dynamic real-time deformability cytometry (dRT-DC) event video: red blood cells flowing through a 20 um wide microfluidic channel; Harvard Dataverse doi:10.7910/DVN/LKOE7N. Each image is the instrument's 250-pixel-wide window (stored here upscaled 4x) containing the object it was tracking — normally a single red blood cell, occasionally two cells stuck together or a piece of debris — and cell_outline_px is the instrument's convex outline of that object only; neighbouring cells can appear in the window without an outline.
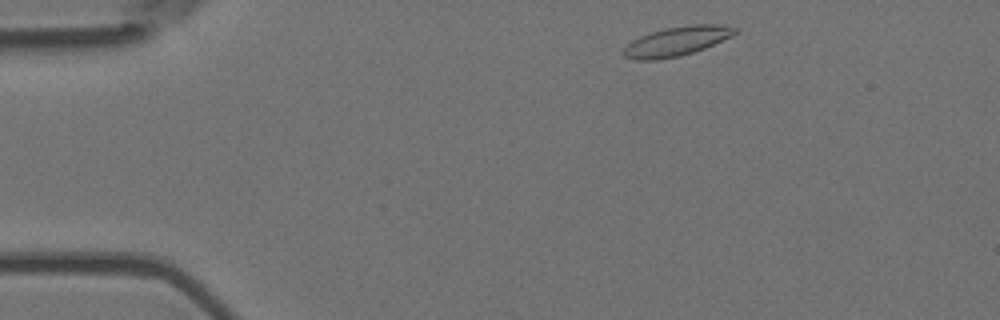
{"species": "Egyptian fruit bat (a non-hibernating species)", "species_latin": "Rousettus aegyptiacus", "temperature_condition": "room temperature", "stored_images_in_passage": 4, "camera_frame_rate_fps": 3000, "um_per_image_px": 0.085, "animal": {"sex": "female"}, "frame": {"image": 1, "passage_image": 1, "time_ms": 0.0, "image_size_px": [1000, 320], "cell_outline_px": [[740, 28], [732, 36], [704, 48], [680, 56], [656, 60], [636, 60], [624, 56], [620, 52], [632, 40], [640, 36], [664, 28], [688, 24], [720, 24]], "centroid_in_image_um": [57.52, 3.5], "position_along_channel_um": 27.5, "area_um2": 19.13}}
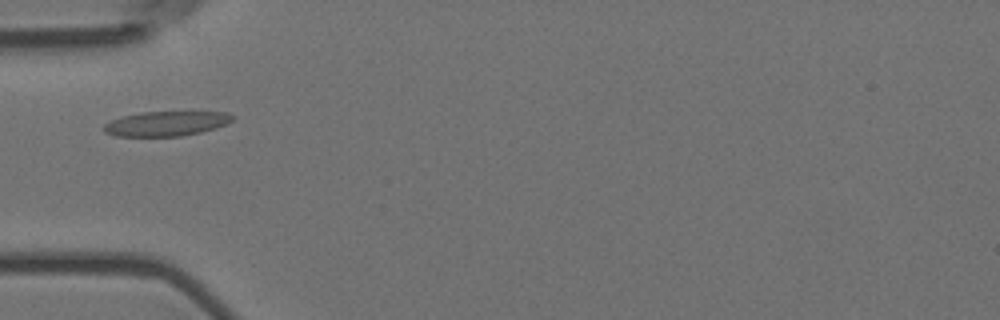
{"frame": {"image": 2, "passage_image": 3, "time_ms": 0.667, "image_size_px": [1000, 320], "cell_outline_px": [[236, 116], [232, 120], [216, 128], [200, 132], [180, 136], [116, 136], [104, 132], [104, 124], [112, 120], [124, 116], [140, 112], [224, 112]], "centroid_in_image_um": [14.12, 10.5], "position_along_channel_um": 70.9, "area_um2": 18.32}}
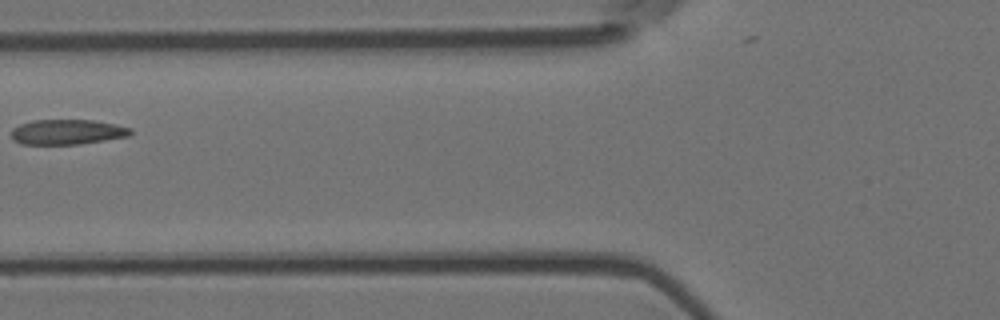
{"frame": {"image": 3, "passage_image": 4, "time_ms": 1.0, "image_size_px": [1000, 320], "cell_outline_px": [[132, 132], [128, 136], [80, 144], [20, 144], [12, 140], [12, 128], [20, 124], [32, 120], [92, 120], [116, 124], [132, 128]], "centroid_in_image_um": [5.7, 11.21], "position_along_channel_um": 120.1, "area_um2": 17.46}}